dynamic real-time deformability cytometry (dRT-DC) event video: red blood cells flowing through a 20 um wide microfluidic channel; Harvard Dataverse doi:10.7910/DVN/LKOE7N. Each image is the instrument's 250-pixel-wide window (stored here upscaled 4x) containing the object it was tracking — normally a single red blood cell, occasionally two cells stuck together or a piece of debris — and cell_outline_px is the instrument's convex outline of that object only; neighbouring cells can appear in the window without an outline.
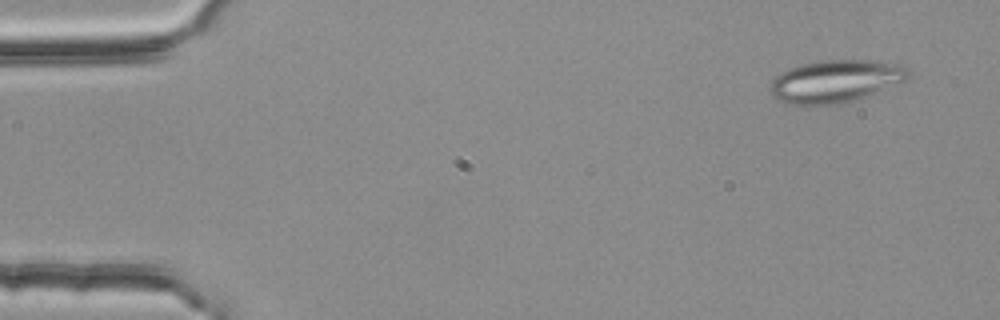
{"species": "common noctule bat (a hibernating species)", "species_latin": "Nyctalus noctula", "temperature_condition": "room temperature", "stored_images_in_passage": 4, "camera_frame_rate_fps": 3000, "um_per_image_px": 0.085, "animal": {"sex": "female", "body_mass_g": 25.1}, "frame": {"image": 1, "passage_image": 1, "time_ms": 0.0, "image_size_px": [1000, 320], "cell_outline_px": [[912, 72], [908, 80], [856, 100], [840, 104], [784, 104], [776, 100], [768, 92], [768, 88], [772, 80], [780, 72], [788, 68], [800, 64], [824, 60], [876, 60], [900, 64], [908, 68]], "centroid_in_image_um": [71.01, 6.9], "position_along_channel_um": 14.0, "area_um2": 34.85}}
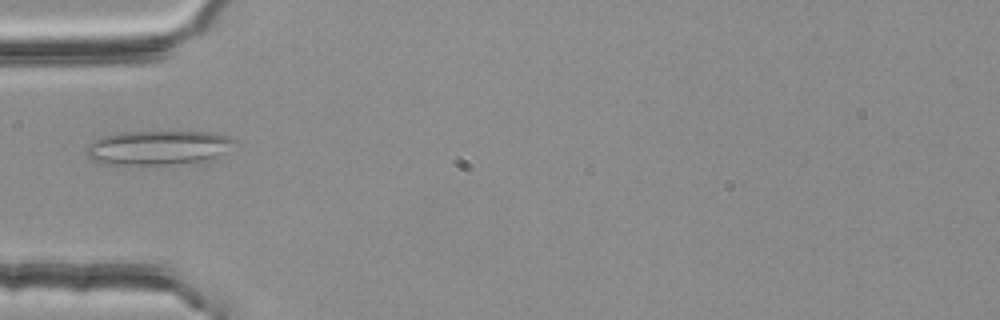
{"frame": {"image": 2, "passage_image": 4, "time_ms": 1.0, "image_size_px": [1000, 320], "cell_outline_px": [[236, 140], [212, 160], [168, 164], [100, 164], [92, 160], [84, 152], [88, 144], [92, 140], [100, 136], [120, 132], [212, 132], [228, 136]], "centroid_in_image_um": [13.33, 12.55], "position_along_channel_um": 71.7, "area_um2": 29.54}}